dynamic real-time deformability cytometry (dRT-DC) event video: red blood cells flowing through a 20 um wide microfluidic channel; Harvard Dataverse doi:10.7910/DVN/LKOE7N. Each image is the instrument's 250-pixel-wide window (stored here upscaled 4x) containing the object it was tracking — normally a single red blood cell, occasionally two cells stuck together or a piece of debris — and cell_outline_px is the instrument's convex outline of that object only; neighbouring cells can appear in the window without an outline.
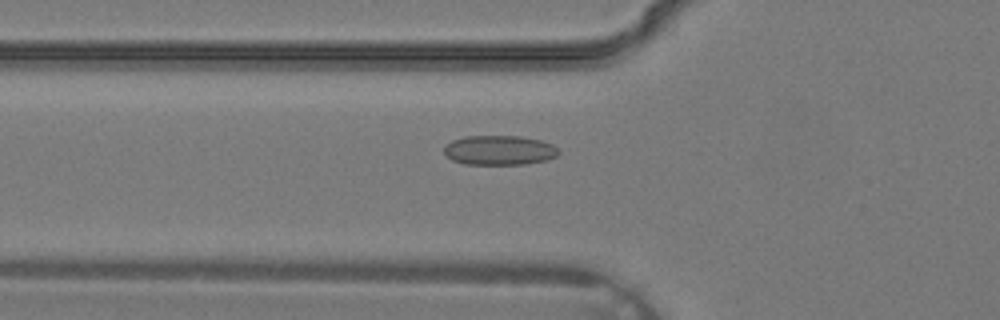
{"species": "common noctule bat (a hibernating species)", "species_latin": "Nyctalus noctula", "temperature_condition": "warm", "stored_images_in_passage": 23, "camera_frame_rate_fps": 3000, "um_per_image_px": 0.085, "animal": {"sex": "male", "body_mass_g": 19.2, "forearm_length_mm": 51.8}, "frame": {"image": 1, "passage_image": 14, "time_ms": 4.333, "image_size_px": [1000, 320], "cell_outline_px": [[560, 152], [556, 156], [548, 160], [524, 164], [464, 164], [452, 160], [444, 152], [444, 148], [452, 140], [464, 136], [520, 136], [540, 140], [552, 144]], "centroid_in_image_um": [42.45, 12.77], "position_along_channel_um": 83.3, "area_um2": 19.71}}
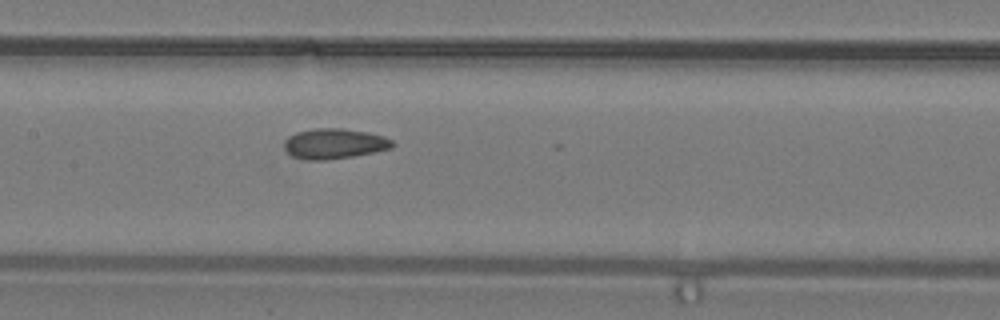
{"frame": {"image": 2, "passage_image": 19, "time_ms": 6.0, "image_size_px": [1000, 320], "cell_outline_px": [[396, 144], [392, 148], [352, 156], [324, 160], [308, 160], [292, 156], [284, 148], [284, 140], [288, 136], [296, 132], [312, 128], [344, 128], [368, 132], [384, 136], [392, 140]], "centroid_in_image_um": [28.41, 12.19], "position_along_channel_um": 179.0, "area_um2": 19.19}}
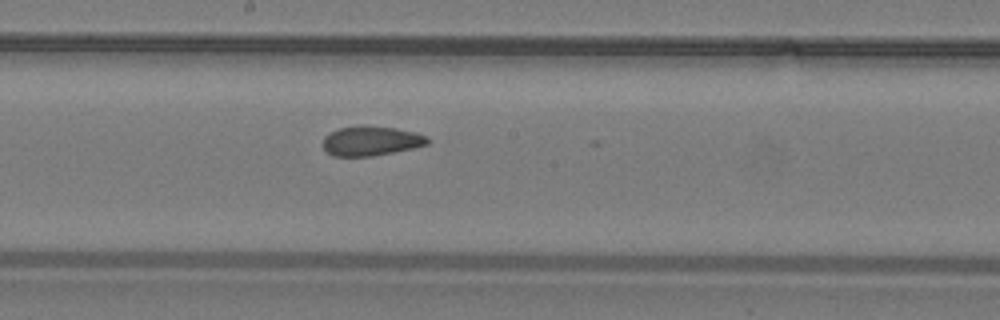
{"frame": {"image": 3, "passage_image": 21, "time_ms": 6.667, "image_size_px": [1000, 320], "cell_outline_px": [[428, 144], [412, 148], [372, 156], [332, 156], [324, 148], [324, 136], [340, 128], [396, 128], [416, 132], [428, 136]], "centroid_in_image_um": [31.57, 12.01], "position_along_channel_um": 216.6, "area_um2": 17.22}}